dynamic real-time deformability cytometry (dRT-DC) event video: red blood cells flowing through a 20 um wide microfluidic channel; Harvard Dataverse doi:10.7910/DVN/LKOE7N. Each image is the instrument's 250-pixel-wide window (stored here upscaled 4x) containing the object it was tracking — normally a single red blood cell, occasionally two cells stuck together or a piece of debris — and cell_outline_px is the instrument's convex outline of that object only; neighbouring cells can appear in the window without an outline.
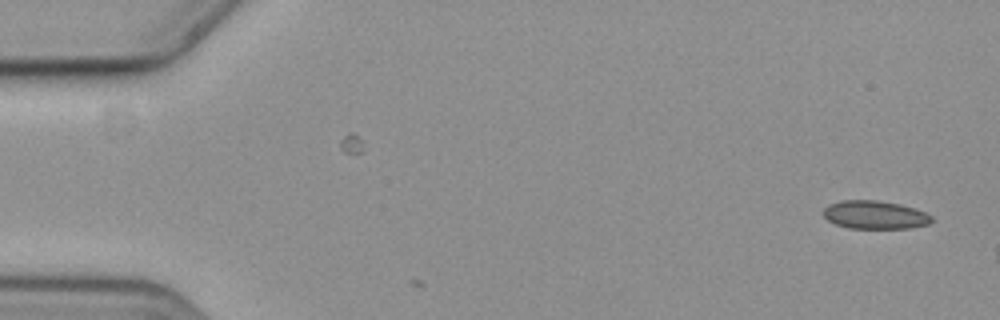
{"species": "common noctule bat (a hibernating species)", "species_latin": "Nyctalus noctula", "temperature_condition": "cold", "stored_images_in_passage": 2, "camera_frame_rate_fps": 3000, "um_per_image_px": 0.085, "animal": {"sex": "female", "body_mass_g": 19.3, "forearm_length_mm": 54.1}, "frame": {"image": 1, "passage_image": 2, "time_ms": 0.333, "image_size_px": [1000, 320], "cell_outline_px": [[932, 220], [928, 224], [908, 228], [848, 228], [836, 224], [828, 220], [824, 216], [824, 208], [828, 204], [840, 200], [876, 200], [900, 204], [916, 208], [932, 216]], "centroid_in_image_um": [74.35, 18.25], "position_along_channel_um": 10.6, "area_um2": 17.8}}